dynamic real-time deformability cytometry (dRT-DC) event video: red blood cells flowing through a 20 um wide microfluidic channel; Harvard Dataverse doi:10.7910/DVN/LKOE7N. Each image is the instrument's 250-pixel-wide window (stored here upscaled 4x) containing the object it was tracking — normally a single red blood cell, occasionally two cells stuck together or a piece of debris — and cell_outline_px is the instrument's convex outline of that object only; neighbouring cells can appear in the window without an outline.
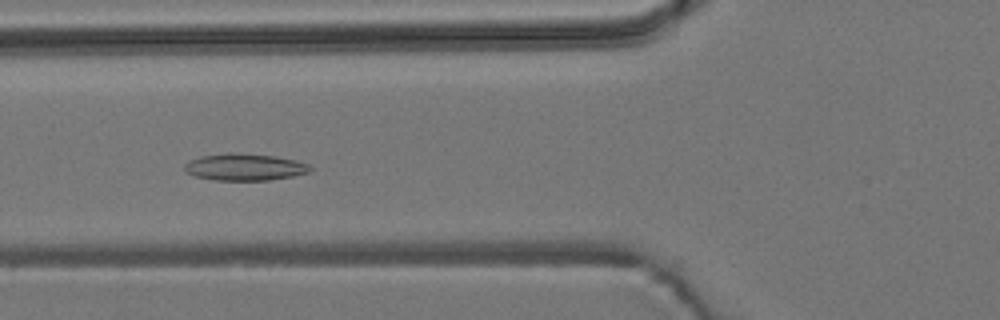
{"species": "common noctule bat (a hibernating species)", "species_latin": "Nyctalus noctula", "temperature_condition": "room temperature", "stored_images_in_passage": 53, "camera_frame_rate_fps": 3000, "um_per_image_px": 0.085, "animal": {"sex": "male", "body_mass_g": 19.2, "forearm_length_mm": 51.8}, "frame": {"image": 1, "passage_image": 19, "time_ms": 6.0, "image_size_px": [1000, 320], "cell_outline_px": [[312, 168], [308, 172], [292, 176], [268, 180], [216, 180], [196, 176], [184, 172], [184, 164], [188, 160], [200, 156], [276, 156], [296, 160], [308, 164]], "centroid_in_image_um": [20.8, 14.25], "position_along_channel_um": 105.0, "area_um2": 18.61}}
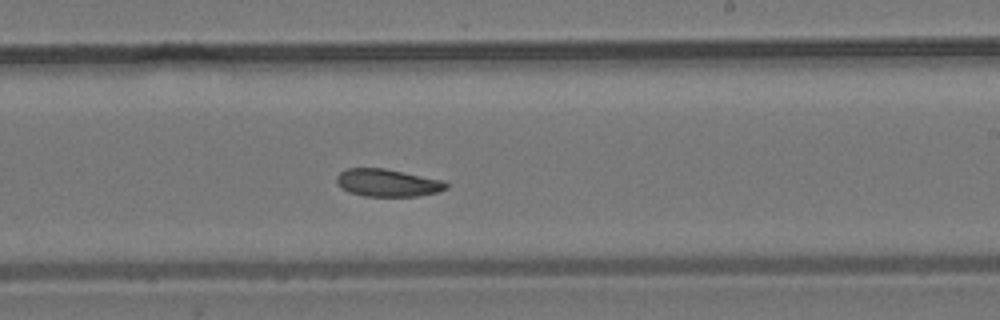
{"frame": {"image": 2, "passage_image": 31, "time_ms": 10.0, "image_size_px": [1000, 320], "cell_outline_px": [[448, 188], [440, 192], [416, 196], [364, 196], [348, 192], [340, 188], [336, 180], [336, 176], [340, 172], [348, 168], [384, 168], [444, 180], [448, 184]], "centroid_in_image_um": [32.95, 15.54], "position_along_channel_um": 256.1, "area_um2": 17.74}}
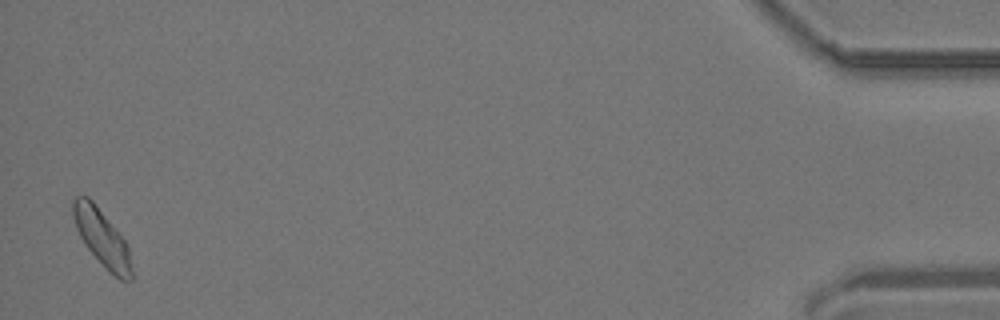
{"frame": {"image": 3, "passage_image": 52, "time_ms": 17.0, "image_size_px": [1000, 320], "cell_outline_px": [[132, 280], [120, 280], [108, 272], [84, 244], [76, 228], [72, 216], [72, 200], [76, 196], [88, 196], [92, 200], [124, 240], [128, 248], [132, 268]], "centroid_in_image_um": [8.64, 20.24], "position_along_channel_um": 426.6, "area_um2": 19.19}, "authors_computed_cell_mechanics": {"area_um2": 18.5538, "velocity_mm_per_s": 3.7795, "shape_relaxation_time_tau1_ms": null, "shape_relaxation_time_tau2_ms": 4.6205, "deformation_change_tau1": null, "deformation_change_tau2": 0.0973}}